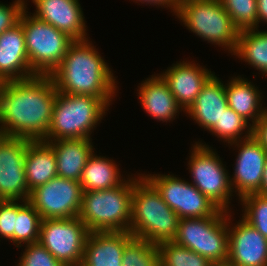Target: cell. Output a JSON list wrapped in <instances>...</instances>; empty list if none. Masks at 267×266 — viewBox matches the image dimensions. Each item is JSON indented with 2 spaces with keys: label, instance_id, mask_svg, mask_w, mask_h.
I'll return each instance as SVG.
<instances>
[{
  "label": "cell",
  "instance_id": "12",
  "mask_svg": "<svg viewBox=\"0 0 267 266\" xmlns=\"http://www.w3.org/2000/svg\"><path fill=\"white\" fill-rule=\"evenodd\" d=\"M82 196L79 181L56 176L33 189L28 202L42 219L73 218L79 215Z\"/></svg>",
  "mask_w": 267,
  "mask_h": 266
},
{
  "label": "cell",
  "instance_id": "24",
  "mask_svg": "<svg viewBox=\"0 0 267 266\" xmlns=\"http://www.w3.org/2000/svg\"><path fill=\"white\" fill-rule=\"evenodd\" d=\"M25 177L30 192L57 175V162L53 147L46 141H31L27 147Z\"/></svg>",
  "mask_w": 267,
  "mask_h": 266
},
{
  "label": "cell",
  "instance_id": "22",
  "mask_svg": "<svg viewBox=\"0 0 267 266\" xmlns=\"http://www.w3.org/2000/svg\"><path fill=\"white\" fill-rule=\"evenodd\" d=\"M54 150L57 162V175L79 181L89 157L93 154L92 139L73 138L47 141Z\"/></svg>",
  "mask_w": 267,
  "mask_h": 266
},
{
  "label": "cell",
  "instance_id": "21",
  "mask_svg": "<svg viewBox=\"0 0 267 266\" xmlns=\"http://www.w3.org/2000/svg\"><path fill=\"white\" fill-rule=\"evenodd\" d=\"M138 88L137 96L142 108L153 119L163 121L162 123L171 122L183 111L159 74L143 80Z\"/></svg>",
  "mask_w": 267,
  "mask_h": 266
},
{
  "label": "cell",
  "instance_id": "35",
  "mask_svg": "<svg viewBox=\"0 0 267 266\" xmlns=\"http://www.w3.org/2000/svg\"><path fill=\"white\" fill-rule=\"evenodd\" d=\"M27 0H15L12 4L0 3V34L19 22Z\"/></svg>",
  "mask_w": 267,
  "mask_h": 266
},
{
  "label": "cell",
  "instance_id": "15",
  "mask_svg": "<svg viewBox=\"0 0 267 266\" xmlns=\"http://www.w3.org/2000/svg\"><path fill=\"white\" fill-rule=\"evenodd\" d=\"M231 213L228 212L227 263L231 266H267V238L243 218L233 225Z\"/></svg>",
  "mask_w": 267,
  "mask_h": 266
},
{
  "label": "cell",
  "instance_id": "19",
  "mask_svg": "<svg viewBox=\"0 0 267 266\" xmlns=\"http://www.w3.org/2000/svg\"><path fill=\"white\" fill-rule=\"evenodd\" d=\"M133 237L130 232H90L81 266H122L124 248Z\"/></svg>",
  "mask_w": 267,
  "mask_h": 266
},
{
  "label": "cell",
  "instance_id": "27",
  "mask_svg": "<svg viewBox=\"0 0 267 266\" xmlns=\"http://www.w3.org/2000/svg\"><path fill=\"white\" fill-rule=\"evenodd\" d=\"M41 222L42 217L28 201H17L14 231L17 248L39 241Z\"/></svg>",
  "mask_w": 267,
  "mask_h": 266
},
{
  "label": "cell",
  "instance_id": "37",
  "mask_svg": "<svg viewBox=\"0 0 267 266\" xmlns=\"http://www.w3.org/2000/svg\"><path fill=\"white\" fill-rule=\"evenodd\" d=\"M133 2H135V3L141 2L142 4L143 3L146 4V5L149 4L151 6L155 5L157 7L161 6V7H164V8H168L173 13H175L179 0H133Z\"/></svg>",
  "mask_w": 267,
  "mask_h": 266
},
{
  "label": "cell",
  "instance_id": "1",
  "mask_svg": "<svg viewBox=\"0 0 267 266\" xmlns=\"http://www.w3.org/2000/svg\"><path fill=\"white\" fill-rule=\"evenodd\" d=\"M56 94L49 75L0 83V133L31 141L44 140Z\"/></svg>",
  "mask_w": 267,
  "mask_h": 266
},
{
  "label": "cell",
  "instance_id": "39",
  "mask_svg": "<svg viewBox=\"0 0 267 266\" xmlns=\"http://www.w3.org/2000/svg\"><path fill=\"white\" fill-rule=\"evenodd\" d=\"M257 193L260 195L267 196V158L265 161V167H264V173L262 176L261 188Z\"/></svg>",
  "mask_w": 267,
  "mask_h": 266
},
{
  "label": "cell",
  "instance_id": "16",
  "mask_svg": "<svg viewBox=\"0 0 267 266\" xmlns=\"http://www.w3.org/2000/svg\"><path fill=\"white\" fill-rule=\"evenodd\" d=\"M171 66L159 75L168 85L183 112H186L215 72L212 73L206 66H200L194 60L179 61Z\"/></svg>",
  "mask_w": 267,
  "mask_h": 266
},
{
  "label": "cell",
  "instance_id": "9",
  "mask_svg": "<svg viewBox=\"0 0 267 266\" xmlns=\"http://www.w3.org/2000/svg\"><path fill=\"white\" fill-rule=\"evenodd\" d=\"M201 142H195L190 150L187 169L193 178L191 183L220 210L229 212L234 196L230 174L216 150Z\"/></svg>",
  "mask_w": 267,
  "mask_h": 266
},
{
  "label": "cell",
  "instance_id": "6",
  "mask_svg": "<svg viewBox=\"0 0 267 266\" xmlns=\"http://www.w3.org/2000/svg\"><path fill=\"white\" fill-rule=\"evenodd\" d=\"M174 15L202 40L234 53L239 30L220 0H179Z\"/></svg>",
  "mask_w": 267,
  "mask_h": 266
},
{
  "label": "cell",
  "instance_id": "4",
  "mask_svg": "<svg viewBox=\"0 0 267 266\" xmlns=\"http://www.w3.org/2000/svg\"><path fill=\"white\" fill-rule=\"evenodd\" d=\"M132 176L114 188L83 192L78 217L89 232H129L134 189Z\"/></svg>",
  "mask_w": 267,
  "mask_h": 266
},
{
  "label": "cell",
  "instance_id": "36",
  "mask_svg": "<svg viewBox=\"0 0 267 266\" xmlns=\"http://www.w3.org/2000/svg\"><path fill=\"white\" fill-rule=\"evenodd\" d=\"M252 136L267 151V110L262 114V117L253 126Z\"/></svg>",
  "mask_w": 267,
  "mask_h": 266
},
{
  "label": "cell",
  "instance_id": "3",
  "mask_svg": "<svg viewBox=\"0 0 267 266\" xmlns=\"http://www.w3.org/2000/svg\"><path fill=\"white\" fill-rule=\"evenodd\" d=\"M131 209L129 232L134 237L154 244L176 237L179 216L143 174L134 177Z\"/></svg>",
  "mask_w": 267,
  "mask_h": 266
},
{
  "label": "cell",
  "instance_id": "20",
  "mask_svg": "<svg viewBox=\"0 0 267 266\" xmlns=\"http://www.w3.org/2000/svg\"><path fill=\"white\" fill-rule=\"evenodd\" d=\"M227 107L224 82L214 73L203 85L200 94L185 113L205 131H209L220 122Z\"/></svg>",
  "mask_w": 267,
  "mask_h": 266
},
{
  "label": "cell",
  "instance_id": "10",
  "mask_svg": "<svg viewBox=\"0 0 267 266\" xmlns=\"http://www.w3.org/2000/svg\"><path fill=\"white\" fill-rule=\"evenodd\" d=\"M89 233L78 216L42 219L39 242L65 266H81Z\"/></svg>",
  "mask_w": 267,
  "mask_h": 266
},
{
  "label": "cell",
  "instance_id": "25",
  "mask_svg": "<svg viewBox=\"0 0 267 266\" xmlns=\"http://www.w3.org/2000/svg\"><path fill=\"white\" fill-rule=\"evenodd\" d=\"M94 153L87 160L79 180L83 192L106 190L120 185L125 177L121 176L116 161Z\"/></svg>",
  "mask_w": 267,
  "mask_h": 266
},
{
  "label": "cell",
  "instance_id": "40",
  "mask_svg": "<svg viewBox=\"0 0 267 266\" xmlns=\"http://www.w3.org/2000/svg\"><path fill=\"white\" fill-rule=\"evenodd\" d=\"M214 266H231L228 263H223V264H219V265H214Z\"/></svg>",
  "mask_w": 267,
  "mask_h": 266
},
{
  "label": "cell",
  "instance_id": "7",
  "mask_svg": "<svg viewBox=\"0 0 267 266\" xmlns=\"http://www.w3.org/2000/svg\"><path fill=\"white\" fill-rule=\"evenodd\" d=\"M173 242L189 248L219 265L228 261V212L218 210L213 216L179 220Z\"/></svg>",
  "mask_w": 267,
  "mask_h": 266
},
{
  "label": "cell",
  "instance_id": "26",
  "mask_svg": "<svg viewBox=\"0 0 267 266\" xmlns=\"http://www.w3.org/2000/svg\"><path fill=\"white\" fill-rule=\"evenodd\" d=\"M247 65L267 76V30L246 29L239 31L233 54Z\"/></svg>",
  "mask_w": 267,
  "mask_h": 266
},
{
  "label": "cell",
  "instance_id": "23",
  "mask_svg": "<svg viewBox=\"0 0 267 266\" xmlns=\"http://www.w3.org/2000/svg\"><path fill=\"white\" fill-rule=\"evenodd\" d=\"M225 83L228 106L254 126L267 110L262 107V92L253 82L241 76H233Z\"/></svg>",
  "mask_w": 267,
  "mask_h": 266
},
{
  "label": "cell",
  "instance_id": "38",
  "mask_svg": "<svg viewBox=\"0 0 267 266\" xmlns=\"http://www.w3.org/2000/svg\"><path fill=\"white\" fill-rule=\"evenodd\" d=\"M258 27L259 23L267 24V0H257Z\"/></svg>",
  "mask_w": 267,
  "mask_h": 266
},
{
  "label": "cell",
  "instance_id": "2",
  "mask_svg": "<svg viewBox=\"0 0 267 266\" xmlns=\"http://www.w3.org/2000/svg\"><path fill=\"white\" fill-rule=\"evenodd\" d=\"M108 63L89 39L74 40L62 62L49 74L57 91L101 98L109 107L117 81Z\"/></svg>",
  "mask_w": 267,
  "mask_h": 266
},
{
  "label": "cell",
  "instance_id": "32",
  "mask_svg": "<svg viewBox=\"0 0 267 266\" xmlns=\"http://www.w3.org/2000/svg\"><path fill=\"white\" fill-rule=\"evenodd\" d=\"M239 202L242 218L267 238V196L252 193L241 197Z\"/></svg>",
  "mask_w": 267,
  "mask_h": 266
},
{
  "label": "cell",
  "instance_id": "28",
  "mask_svg": "<svg viewBox=\"0 0 267 266\" xmlns=\"http://www.w3.org/2000/svg\"><path fill=\"white\" fill-rule=\"evenodd\" d=\"M252 130L251 123L228 106L223 112L220 122L216 123L208 132L229 145L235 141L250 138Z\"/></svg>",
  "mask_w": 267,
  "mask_h": 266
},
{
  "label": "cell",
  "instance_id": "17",
  "mask_svg": "<svg viewBox=\"0 0 267 266\" xmlns=\"http://www.w3.org/2000/svg\"><path fill=\"white\" fill-rule=\"evenodd\" d=\"M36 10L31 13L73 40L88 39L86 21L79 0H32Z\"/></svg>",
  "mask_w": 267,
  "mask_h": 266
},
{
  "label": "cell",
  "instance_id": "13",
  "mask_svg": "<svg viewBox=\"0 0 267 266\" xmlns=\"http://www.w3.org/2000/svg\"><path fill=\"white\" fill-rule=\"evenodd\" d=\"M30 140L0 133V200L28 201L24 161Z\"/></svg>",
  "mask_w": 267,
  "mask_h": 266
},
{
  "label": "cell",
  "instance_id": "31",
  "mask_svg": "<svg viewBox=\"0 0 267 266\" xmlns=\"http://www.w3.org/2000/svg\"><path fill=\"white\" fill-rule=\"evenodd\" d=\"M239 30L258 29L257 0H220Z\"/></svg>",
  "mask_w": 267,
  "mask_h": 266
},
{
  "label": "cell",
  "instance_id": "18",
  "mask_svg": "<svg viewBox=\"0 0 267 266\" xmlns=\"http://www.w3.org/2000/svg\"><path fill=\"white\" fill-rule=\"evenodd\" d=\"M36 76L26 52L25 34L19 21L0 34V83Z\"/></svg>",
  "mask_w": 267,
  "mask_h": 266
},
{
  "label": "cell",
  "instance_id": "5",
  "mask_svg": "<svg viewBox=\"0 0 267 266\" xmlns=\"http://www.w3.org/2000/svg\"><path fill=\"white\" fill-rule=\"evenodd\" d=\"M108 110L101 98L57 91L49 131L43 141L92 139L91 133Z\"/></svg>",
  "mask_w": 267,
  "mask_h": 266
},
{
  "label": "cell",
  "instance_id": "11",
  "mask_svg": "<svg viewBox=\"0 0 267 266\" xmlns=\"http://www.w3.org/2000/svg\"><path fill=\"white\" fill-rule=\"evenodd\" d=\"M159 191L164 202L183 218L213 216L219 208L191 182L174 174H143Z\"/></svg>",
  "mask_w": 267,
  "mask_h": 266
},
{
  "label": "cell",
  "instance_id": "14",
  "mask_svg": "<svg viewBox=\"0 0 267 266\" xmlns=\"http://www.w3.org/2000/svg\"><path fill=\"white\" fill-rule=\"evenodd\" d=\"M229 145H235L234 148L237 147L239 150L234 163V172L232 176L230 175L234 194L240 199L245 195L257 193L261 188L267 151L253 136Z\"/></svg>",
  "mask_w": 267,
  "mask_h": 266
},
{
  "label": "cell",
  "instance_id": "34",
  "mask_svg": "<svg viewBox=\"0 0 267 266\" xmlns=\"http://www.w3.org/2000/svg\"><path fill=\"white\" fill-rule=\"evenodd\" d=\"M17 201L0 200V238L14 244L15 218Z\"/></svg>",
  "mask_w": 267,
  "mask_h": 266
},
{
  "label": "cell",
  "instance_id": "8",
  "mask_svg": "<svg viewBox=\"0 0 267 266\" xmlns=\"http://www.w3.org/2000/svg\"><path fill=\"white\" fill-rule=\"evenodd\" d=\"M27 5L19 21L25 34L30 67L36 75H49L62 62L74 40L51 24L27 14Z\"/></svg>",
  "mask_w": 267,
  "mask_h": 266
},
{
  "label": "cell",
  "instance_id": "30",
  "mask_svg": "<svg viewBox=\"0 0 267 266\" xmlns=\"http://www.w3.org/2000/svg\"><path fill=\"white\" fill-rule=\"evenodd\" d=\"M122 266H160L157 244L133 237L124 248Z\"/></svg>",
  "mask_w": 267,
  "mask_h": 266
},
{
  "label": "cell",
  "instance_id": "33",
  "mask_svg": "<svg viewBox=\"0 0 267 266\" xmlns=\"http://www.w3.org/2000/svg\"><path fill=\"white\" fill-rule=\"evenodd\" d=\"M16 266H65L59 262L39 241L24 246Z\"/></svg>",
  "mask_w": 267,
  "mask_h": 266
},
{
  "label": "cell",
  "instance_id": "29",
  "mask_svg": "<svg viewBox=\"0 0 267 266\" xmlns=\"http://www.w3.org/2000/svg\"><path fill=\"white\" fill-rule=\"evenodd\" d=\"M160 266H214L208 259L173 241L157 244Z\"/></svg>",
  "mask_w": 267,
  "mask_h": 266
}]
</instances>
